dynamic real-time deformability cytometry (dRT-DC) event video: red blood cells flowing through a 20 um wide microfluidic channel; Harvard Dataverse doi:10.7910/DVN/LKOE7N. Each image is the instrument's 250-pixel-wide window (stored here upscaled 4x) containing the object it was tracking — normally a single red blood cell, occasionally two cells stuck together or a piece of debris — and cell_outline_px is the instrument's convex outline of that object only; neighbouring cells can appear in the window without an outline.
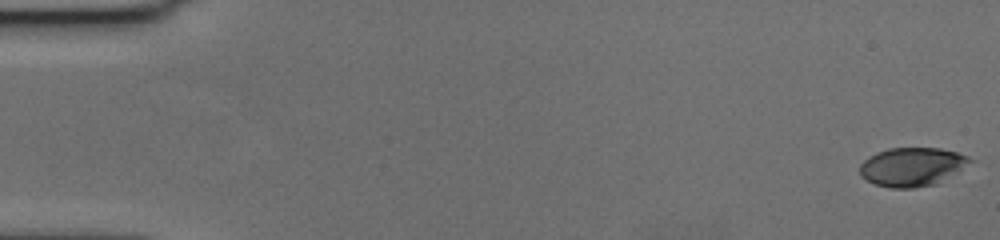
{"species": "human", "species_latin": "Homo sapiens", "temperature_condition": "cold", "stored_images_in_passage": 57, "camera_frame_rate_fps": 3000, "um_per_image_px": 0.085, "donor": {"sex": "female"}, "frame": {"image": 1, "passage_image": 1, "time_ms": 0.0, "image_size_px": [1000, 240], "cell_outline_px": [[976, 160], [936, 184], [912, 188], [892, 188], [876, 184], [860, 176], [860, 164], [864, 160], [876, 152], [888, 148], [940, 148], [956, 152], [968, 156]], "centroid_in_image_um": [77.53, 14.17], "position_along_channel_um": 7.5, "area_um2": 24.8}}
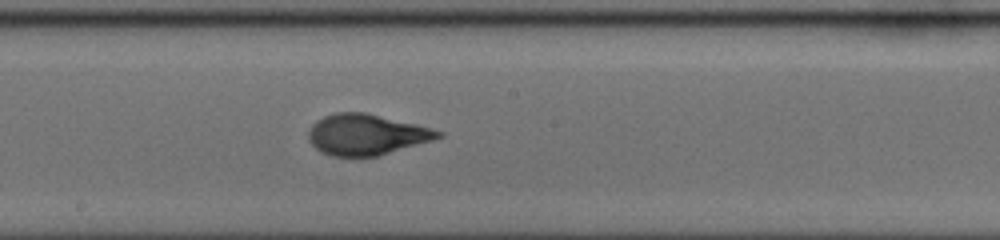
{"frame": {"image": 2, "passage_image": 32, "time_ms": 10.333, "image_size_px": [1000, 240], "cell_outline_px": [[444, 136], [432, 140], [376, 156], [332, 156], [320, 152], [308, 140], [308, 132], [312, 124], [316, 120], [324, 116], [336, 112], [364, 112], [416, 124], [432, 128], [444, 132]], "centroid_in_image_um": [31.12, 11.43], "position_along_channel_um": 217.1, "area_um2": 30.69}}
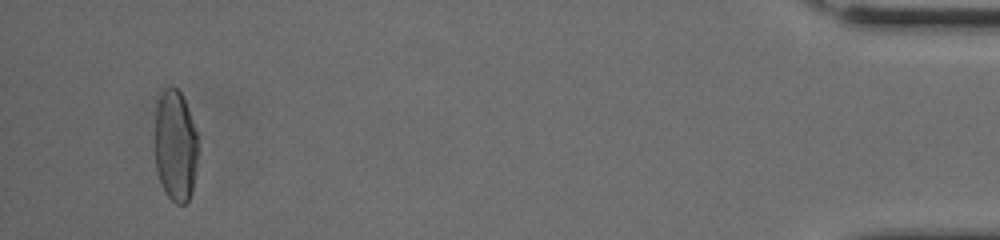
{"frame": {"image": 3, "passage_image": 55, "time_ms": 18.0, "image_size_px": [1000, 240], "cell_outline_px": [[196, 164], [192, 188], [188, 200], [184, 204], [176, 204], [168, 196], [160, 180], [156, 168], [156, 108], [160, 96], [164, 88], [176, 88], [180, 92], [184, 100], [196, 132]], "centroid_in_image_um": [14.9, 12.4], "position_along_channel_um": 420.3, "area_um2": 27.11}, "authors_computed_cell_mechanics": {"area_um2": 29.4202, "velocity_mm_per_s": 3.6485, "shape_relaxation_time_tau1_ms": 5.1064, "shape_relaxation_time_tau2_ms": 0.7522, "deformation_change_tau1": 0.2054, "deformation_change_tau2": 0.0653}}